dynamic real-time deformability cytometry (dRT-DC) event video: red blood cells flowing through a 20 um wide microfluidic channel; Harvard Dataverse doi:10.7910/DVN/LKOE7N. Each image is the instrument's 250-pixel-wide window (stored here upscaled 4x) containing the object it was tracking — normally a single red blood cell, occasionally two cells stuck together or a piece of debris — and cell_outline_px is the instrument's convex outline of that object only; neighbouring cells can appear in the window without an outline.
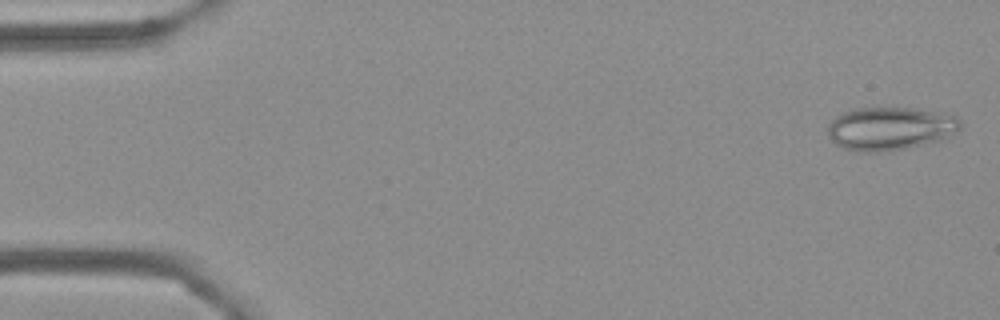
{"species": "Egyptian fruit bat (a non-hibernating species)", "species_latin": "Rousettus aegyptiacus", "temperature_condition": "cold", "stored_images_in_passage": 55, "camera_frame_rate_fps": 3000, "um_per_image_px": 0.085, "frame": {"image": 1, "passage_image": 2, "time_ms": 0.333, "image_size_px": [1000, 320], "cell_outline_px": [[960, 128], [948, 136], [940, 140], [904, 148], [880, 152], [864, 152], [840, 148], [828, 136], [828, 124], [836, 116], [852, 108], [912, 108], [940, 112], [956, 116], [960, 120]], "centroid_in_image_um": [75.62, 10.92], "position_along_channel_um": 9.4, "area_um2": 33.23}}
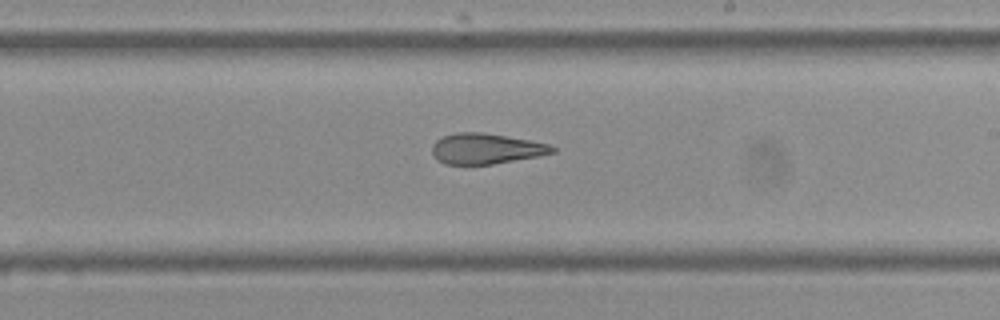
{"frame": {"image": 2, "passage_image": 32, "time_ms": 10.333, "image_size_px": [1000, 320], "cell_outline_px": [[556, 152], [540, 156], [492, 164], [444, 164], [436, 160], [432, 152], [432, 144], [436, 140], [444, 136], [460, 132], [484, 132], [528, 140], [548, 144], [556, 148]], "centroid_in_image_um": [41.3, 12.64], "position_along_channel_um": 247.7, "area_um2": 21.39}}
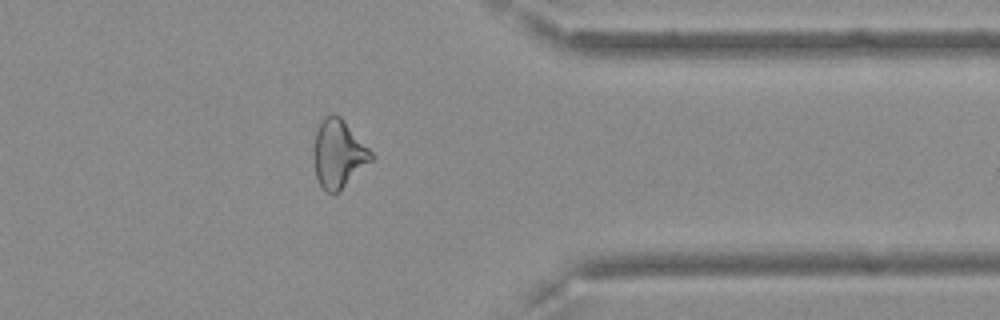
{"frame": {"image": 3, "passage_image": 44, "time_ms": 14.333, "image_size_px": [1000, 320], "cell_outline_px": [[376, 156], [372, 160], [336, 192], [324, 192], [316, 176], [312, 156], [312, 148], [316, 132], [324, 116], [340, 116], [344, 120]], "centroid_in_image_um": [28.74, 13.06], "position_along_channel_um": 382.7, "area_um2": 22.48}, "authors_computed_cell_mechanics": {"area_um2": 24.1026, "velocity_mm_per_s": 3.6679, "shape_relaxation_time_tau1_ms": null, "shape_relaxation_time_tau2_ms": 3.2146, "deformation_change_tau1": null, "deformation_change_tau2": 0.131}}